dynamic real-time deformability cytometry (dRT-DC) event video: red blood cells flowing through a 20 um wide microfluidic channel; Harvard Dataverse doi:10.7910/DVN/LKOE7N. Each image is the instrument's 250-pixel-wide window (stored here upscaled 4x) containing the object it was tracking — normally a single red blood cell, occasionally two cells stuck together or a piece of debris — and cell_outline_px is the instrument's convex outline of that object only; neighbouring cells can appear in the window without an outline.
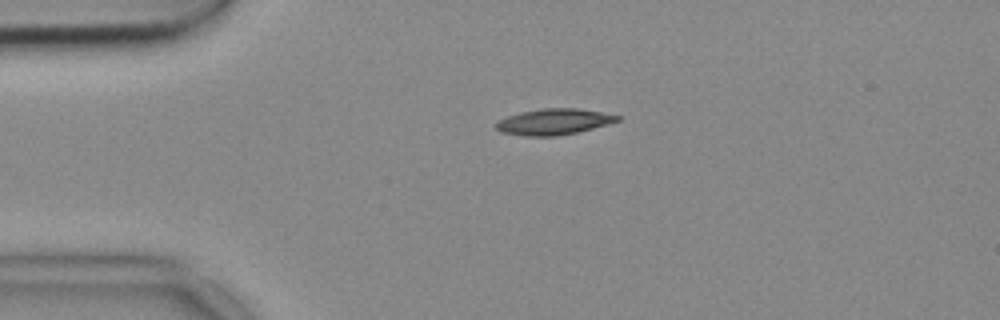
{"species": "common noctule bat (a hibernating species)", "species_latin": "Nyctalus noctula", "temperature_condition": "cold", "stored_images_in_passage": 43, "camera_frame_rate_fps": 3000, "um_per_image_px": 0.085, "animal": {"sex": "female", "body_mass_g": 18.4}, "frame": {"image": 1, "passage_image": 1, "time_ms": 0.0, "image_size_px": [1000, 320], "cell_outline_px": [[620, 120], [592, 128], [576, 132], [556, 136], [524, 136], [500, 132], [496, 128], [496, 124], [500, 120], [508, 116], [520, 112], [544, 108], [576, 108], [600, 112], [620, 116]], "centroid_in_image_um": [47.04, 10.35], "position_along_channel_um": 38.0, "area_um2": 18.09}}
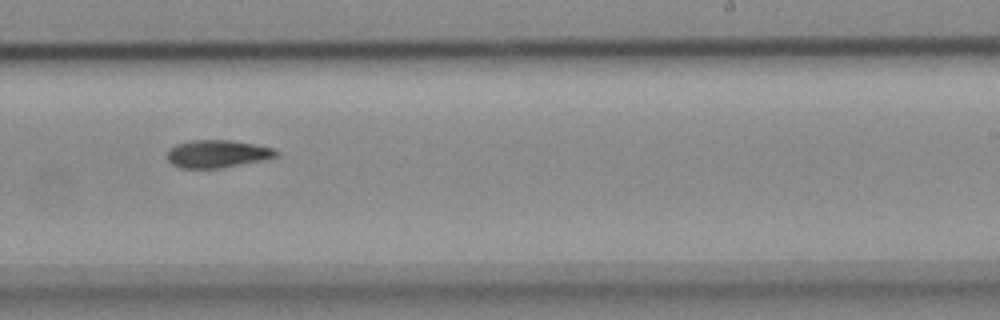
{"frame": {"image": 2, "passage_image": 22, "time_ms": 7.0, "image_size_px": [1000, 320], "cell_outline_px": [[280, 152], [276, 156], [268, 160], [224, 168], [180, 168], [172, 164], [168, 160], [168, 148], [176, 144], [192, 140], [228, 140], [256, 144], [276, 148]], "centroid_in_image_um": [18.54, 13.08], "position_along_channel_um": 270.5, "area_um2": 17.98}}
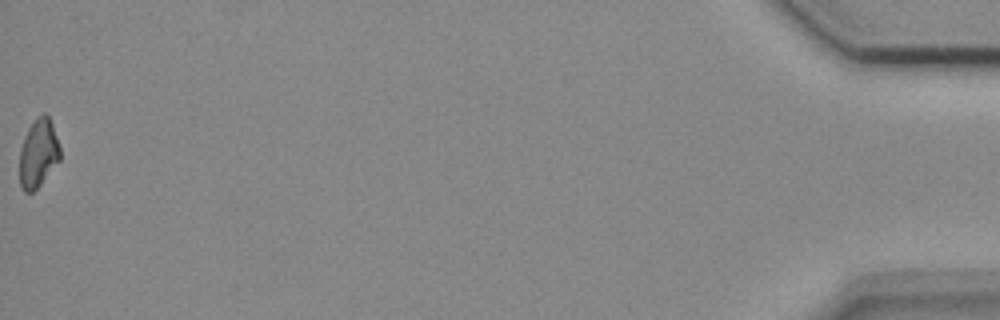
{"frame": {"image": 3, "passage_image": 43, "time_ms": 14.0, "image_size_px": [1000, 320], "cell_outline_px": [[60, 160], [40, 184], [32, 192], [24, 192], [20, 184], [20, 148], [24, 136], [28, 128], [36, 116], [44, 112], [48, 116], [52, 124], [60, 148]], "centroid_in_image_um": [3.25, 13.0], "position_along_channel_um": 432.0, "area_um2": 16.07}}